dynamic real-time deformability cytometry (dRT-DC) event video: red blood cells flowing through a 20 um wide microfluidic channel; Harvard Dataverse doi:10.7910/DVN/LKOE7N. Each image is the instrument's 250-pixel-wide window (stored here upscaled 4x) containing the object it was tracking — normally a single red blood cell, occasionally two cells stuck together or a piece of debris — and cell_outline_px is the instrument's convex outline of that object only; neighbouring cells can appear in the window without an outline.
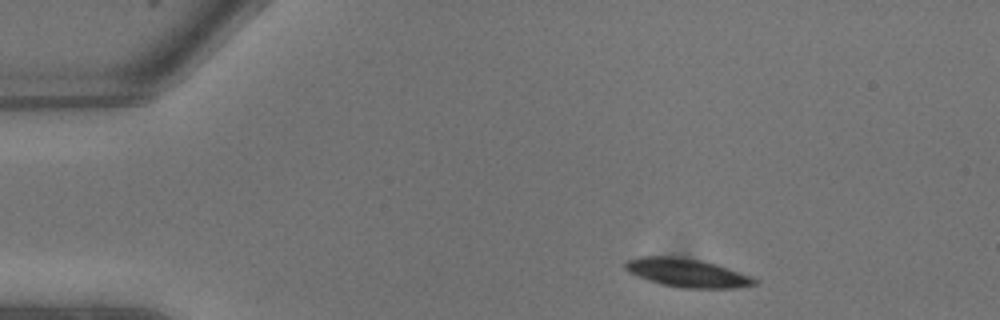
{"species": "common noctule bat (a hibernating species)", "species_latin": "Nyctalus noctula", "temperature_condition": "warm", "stored_images_in_passage": 7, "camera_frame_rate_fps": 3000, "um_per_image_px": 0.085, "animal": {"sex": "male", "body_mass_g": 13.3}, "frame": {"image": 1, "passage_image": 1, "time_ms": 0.0, "image_size_px": [1000, 320], "cell_outline_px": [[756, 284], [736, 288], [680, 288], [660, 284], [648, 280], [628, 272], [624, 268], [624, 264], [628, 260], [640, 256], [680, 256], [700, 260], [716, 264], [728, 268], [748, 276], [756, 280]], "centroid_in_image_um": [58.34, 23.18], "position_along_channel_um": 26.7, "area_um2": 21.39}}
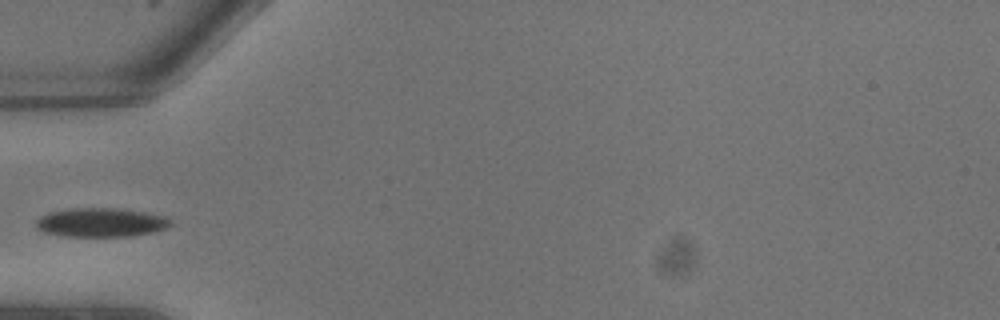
{"frame": {"image": 2, "passage_image": 5, "time_ms": 1.333, "image_size_px": [1000, 320], "cell_outline_px": [[172, 224], [164, 228], [152, 232], [132, 236], [64, 236], [44, 232], [36, 228], [36, 220], [40, 216], [48, 212], [72, 208], [112, 208], [144, 212], [164, 216]], "centroid_in_image_um": [8.52, 18.91], "position_along_channel_um": 76.5, "area_um2": 22.48}}